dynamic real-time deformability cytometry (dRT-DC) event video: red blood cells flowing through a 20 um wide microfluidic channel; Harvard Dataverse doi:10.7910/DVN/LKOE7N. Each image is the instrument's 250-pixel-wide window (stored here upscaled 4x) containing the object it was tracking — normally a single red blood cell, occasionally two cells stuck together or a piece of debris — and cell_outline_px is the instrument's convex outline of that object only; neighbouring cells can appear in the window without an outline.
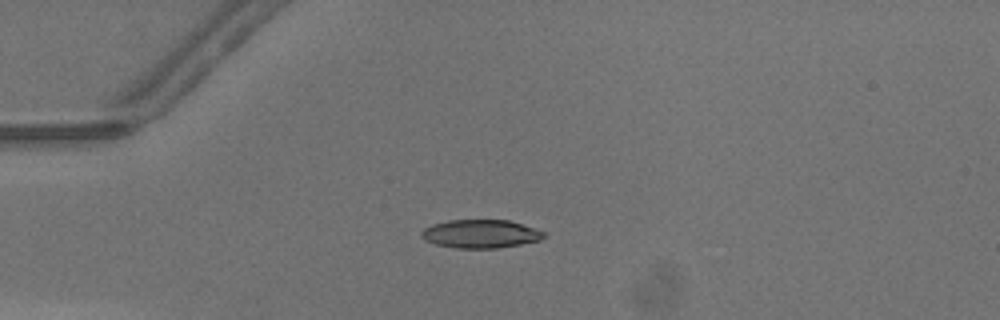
{"species": "common noctule bat (a hibernating species)", "species_latin": "Nyctalus noctula", "temperature_condition": "warm", "stored_images_in_passage": 48, "camera_frame_rate_fps": 3000, "um_per_image_px": 0.085, "animal": {"sex": "male", "body_mass_g": 13.3}, "frame": {"image": 1, "passage_image": 13, "time_ms": 4.0, "image_size_px": [1000, 320], "cell_outline_px": [[544, 236], [540, 240], [500, 248], [456, 248], [436, 244], [424, 240], [420, 236], [420, 232], [424, 228], [432, 224], [448, 220], [508, 220], [544, 232]], "centroid_in_image_um": [40.78, 19.88], "position_along_channel_um": 44.2, "area_um2": 20.11}}
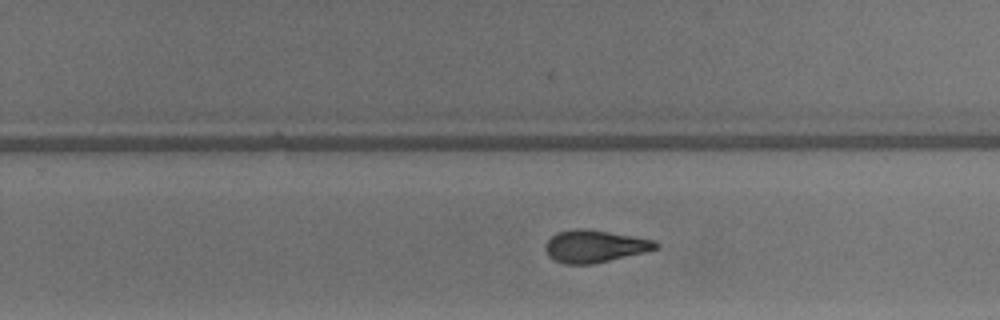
{"frame": {"image": 2, "passage_image": 31, "time_ms": 10.0, "image_size_px": [1000, 320], "cell_outline_px": [[660, 248], [644, 252], [592, 264], [564, 264], [548, 256], [544, 248], [548, 240], [556, 232], [572, 228], [584, 228], [656, 240], [660, 244]], "centroid_in_image_um": [50.55, 20.92], "position_along_channel_um": 279.3, "area_um2": 20.81}}
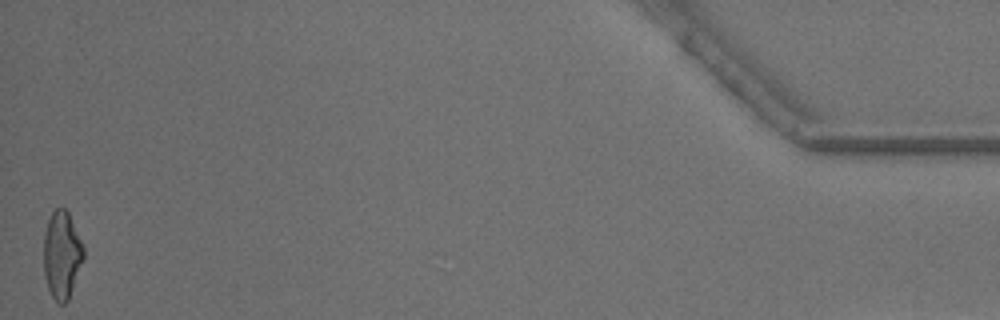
{"frame": {"image": 3, "passage_image": 48, "time_ms": 15.667, "image_size_px": [1000, 320], "cell_outline_px": [[84, 260], [68, 300], [64, 304], [60, 304], [52, 296], [48, 288], [44, 276], [44, 232], [48, 220], [52, 212], [56, 208], [64, 208], [68, 212], [84, 248]], "centroid_in_image_um": [5.26, 21.68], "position_along_channel_um": 429.9, "area_um2": 20.29}, "authors_computed_cell_mechanics": {"area_um2": 20.4612, "velocity_mm_per_s": 4.3563, "shape_relaxation_time_tau1_ms": 5.8941, "shape_relaxation_time_tau2_ms": 2.1861, "deformation_change_tau1": 0.2231, "deformation_change_tau2": 0.1133}}